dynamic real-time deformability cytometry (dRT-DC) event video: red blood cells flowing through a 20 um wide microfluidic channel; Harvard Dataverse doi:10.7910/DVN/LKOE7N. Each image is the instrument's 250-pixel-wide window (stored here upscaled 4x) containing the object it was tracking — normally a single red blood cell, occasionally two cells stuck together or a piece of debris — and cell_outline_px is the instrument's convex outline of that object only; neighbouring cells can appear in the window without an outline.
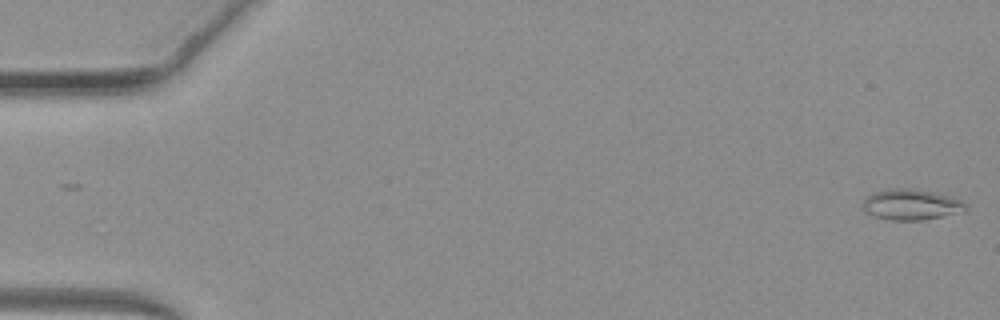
{"species": "common noctule bat (a hibernating species)", "species_latin": "Nyctalus noctula", "temperature_condition": "warm", "stored_images_in_passage": 17, "camera_frame_rate_fps": 3000, "um_per_image_px": 0.085, "animal": {"sex": "female", "body_mass_g": 19.3, "forearm_length_mm": 54.1}, "frame": {"image": 1, "passage_image": 1, "time_ms": 0.0, "image_size_px": [1000, 320], "cell_outline_px": [[968, 208], [964, 212], [924, 220], [892, 220], [872, 216], [864, 212], [860, 208], [864, 196], [872, 192], [888, 188], [912, 188], [952, 196], [960, 200]], "centroid_in_image_um": [77.38, 17.38], "position_along_channel_um": 7.6, "area_um2": 18.96}}
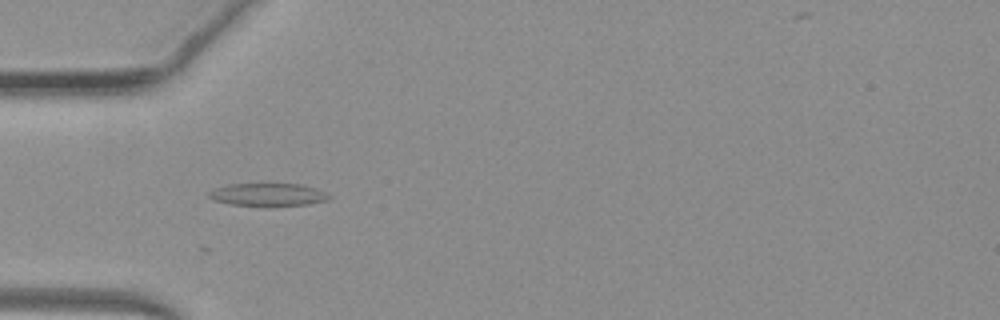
{"frame": {"image": 2, "passage_image": 16, "time_ms": 5.0, "image_size_px": [1000, 320], "cell_outline_px": [[332, 196], [328, 200], [308, 204], [272, 208], [264, 208], [232, 204], [212, 200], [208, 196], [208, 192], [216, 188], [228, 184], [300, 184], [316, 188]], "centroid_in_image_um": [22.78, 16.58], "position_along_channel_um": 62.2, "area_um2": 16.53}}